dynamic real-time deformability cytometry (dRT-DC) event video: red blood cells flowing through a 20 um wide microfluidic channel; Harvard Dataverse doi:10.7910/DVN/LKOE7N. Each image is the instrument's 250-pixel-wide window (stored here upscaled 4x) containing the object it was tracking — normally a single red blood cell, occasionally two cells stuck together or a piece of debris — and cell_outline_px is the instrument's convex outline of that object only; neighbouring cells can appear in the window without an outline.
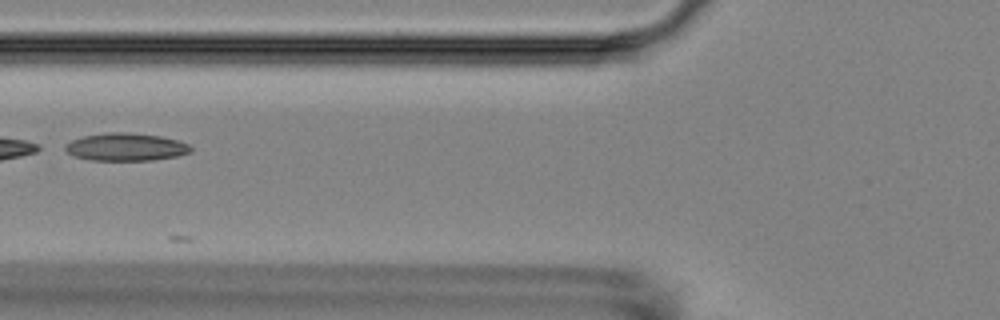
{"species": "Egyptian fruit bat (a non-hibernating species)", "species_latin": "Rousettus aegyptiacus", "temperature_condition": "room temperature", "stored_images_in_passage": 6, "segment_of_instrument_passage": [2, 2], "camera_frame_rate_fps": 3000, "um_per_image_px": 0.085, "animal": {"sex": "female"}, "frame": {"image": 1, "passage_image": 5, "time_ms": 5.0, "image_size_px": [1000, 320], "cell_outline_px": [[192, 152], [176, 156], [152, 160], [92, 160], [72, 156], [64, 148], [64, 144], [72, 140], [84, 136], [108, 132], [128, 132], [160, 136], [176, 140], [188, 144], [192, 148]], "centroid_in_image_um": [10.68, 12.49], "position_along_channel_um": 115.1, "area_um2": 20.23}}